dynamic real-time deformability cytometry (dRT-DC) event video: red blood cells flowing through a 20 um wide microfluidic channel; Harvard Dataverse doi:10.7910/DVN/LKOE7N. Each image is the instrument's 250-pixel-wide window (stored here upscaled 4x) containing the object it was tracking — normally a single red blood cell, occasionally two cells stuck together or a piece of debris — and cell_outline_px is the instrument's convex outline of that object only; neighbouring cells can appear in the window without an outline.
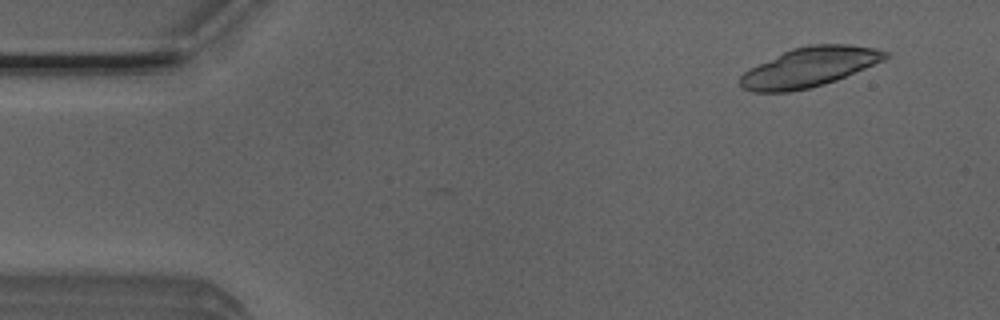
{"species": "Egyptian fruit bat (a non-hibernating species)", "species_latin": "Rousettus aegyptiacus", "temperature_condition": "room temperature", "stored_images_in_passage": 5, "camera_frame_rate_fps": 3000, "um_per_image_px": 0.085, "animal": {"sex": "male"}, "frame": {"image": 1, "passage_image": 1, "time_ms": 0.0, "image_size_px": [1000, 320], "cell_outline_px": [[892, 56], [884, 60], [836, 80], [824, 84], [808, 88], [788, 92], [752, 92], [744, 88], [740, 84], [740, 76], [748, 68], [792, 48], [808, 44], [848, 44], [876, 48], [892, 52]], "centroid_in_image_um": [68.82, 5.69], "position_along_channel_um": 16.2, "area_um2": 33.58}}